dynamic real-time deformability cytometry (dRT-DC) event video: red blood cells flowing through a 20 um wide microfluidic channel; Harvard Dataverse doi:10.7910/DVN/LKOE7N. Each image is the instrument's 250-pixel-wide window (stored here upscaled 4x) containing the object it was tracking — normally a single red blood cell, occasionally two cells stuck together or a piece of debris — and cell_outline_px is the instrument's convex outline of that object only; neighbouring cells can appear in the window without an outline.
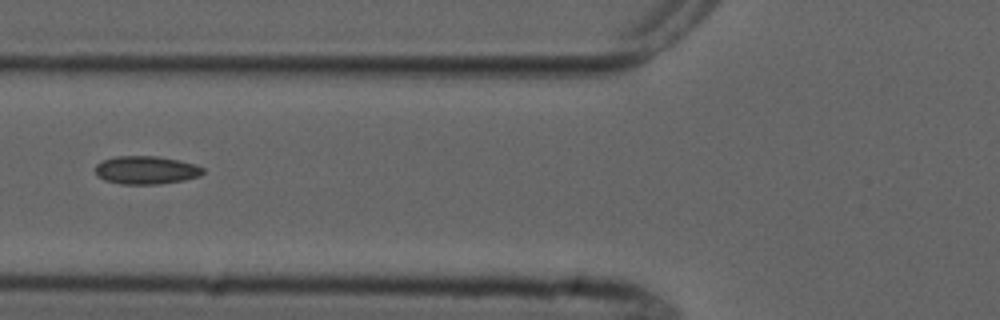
{"species": "common noctule bat (a hibernating species)", "species_latin": "Nyctalus noctula", "temperature_condition": "cold", "stored_images_in_passage": 3, "camera_frame_rate_fps": 3000, "um_per_image_px": 0.085, "animal": {"sex": "male", "forearm_length_mm": 52.5}, "frame": {"image": 1, "passage_image": 3, "time_ms": 2.333, "image_size_px": [1000, 320], "cell_outline_px": [[204, 172], [200, 176], [184, 180], [160, 184], [120, 184], [104, 180], [96, 176], [96, 164], [104, 160], [116, 156], [156, 156], [196, 164], [204, 168]], "centroid_in_image_um": [12.42, 14.46], "position_along_channel_um": 113.4, "area_um2": 17.69}}